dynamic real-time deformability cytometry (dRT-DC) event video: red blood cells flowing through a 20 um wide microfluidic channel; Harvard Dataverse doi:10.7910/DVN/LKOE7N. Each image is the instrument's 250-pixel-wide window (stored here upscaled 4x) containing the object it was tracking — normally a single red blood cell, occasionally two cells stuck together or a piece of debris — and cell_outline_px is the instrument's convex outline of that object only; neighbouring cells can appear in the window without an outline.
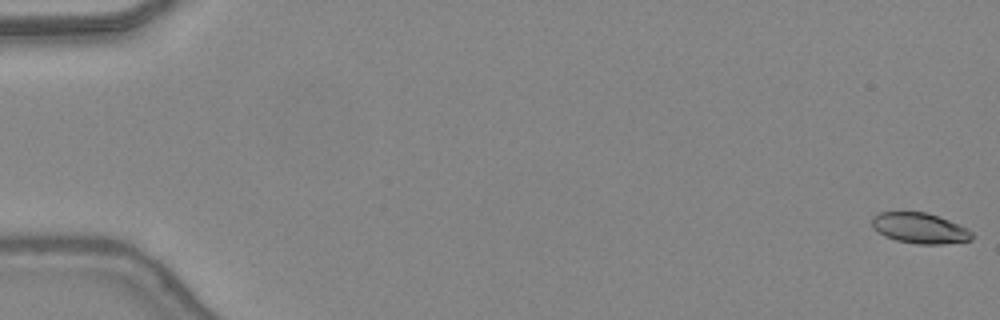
{"species": "common noctule bat (a hibernating species)", "species_latin": "Nyctalus noctula", "temperature_condition": "warm", "stored_images_in_passage": 48, "camera_frame_rate_fps": 3000, "um_per_image_px": 0.085, "animal": {"sex": "female", "body_mass_g": 24.6, "forearm_length_mm": 56.2}, "frame": {"image": 1, "passage_image": 1, "time_ms": 0.0, "image_size_px": [1000, 320], "cell_outline_px": [[976, 236], [972, 240], [944, 244], [916, 244], [896, 240], [884, 236], [872, 228], [872, 216], [880, 212], [928, 212], [940, 216], [968, 228]], "centroid_in_image_um": [78.21, 19.39], "position_along_channel_um": 6.8, "area_um2": 18.15}}
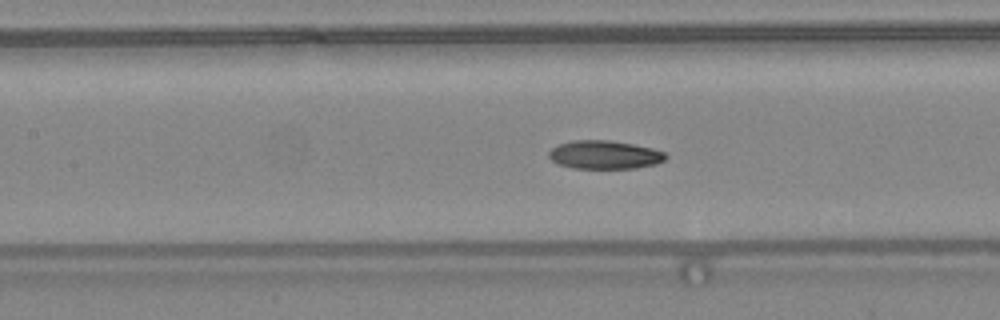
{"frame": {"image": 2, "passage_image": 23, "time_ms": 7.333, "image_size_px": [1000, 320], "cell_outline_px": [[668, 156], [664, 160], [656, 164], [636, 168], [572, 168], [556, 164], [548, 156], [548, 152], [552, 148], [560, 144], [572, 140], [608, 140], [632, 144], [652, 148], [664, 152]], "centroid_in_image_um": [51.37, 13.16], "position_along_channel_um": 156.0, "area_um2": 19.36}}
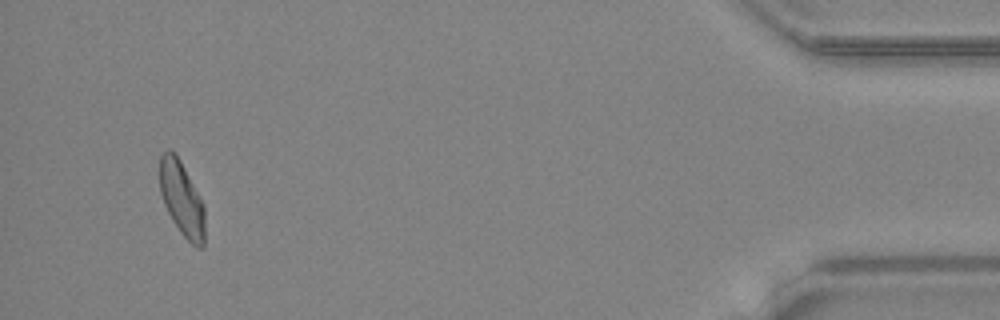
{"frame": {"image": 3, "passage_image": 46, "time_ms": 15.0, "image_size_px": [1000, 320], "cell_outline_px": [[204, 248], [196, 248], [180, 232], [172, 220], [164, 204], [160, 192], [160, 156], [168, 148], [180, 160], [204, 204]], "centroid_in_image_um": [15.46, 16.93], "position_along_channel_um": 419.7, "area_um2": 19.42}, "authors_computed_cell_mechanics": {"area_um2": 19.4786, "velocity_mm_per_s": 4.4122, "shape_relaxation_time_tau1_ms": 8.9637, "shape_relaxation_time_tau2_ms": 3.5369, "deformation_change_tau1": 0.2122, "deformation_change_tau2": 0.1021}}